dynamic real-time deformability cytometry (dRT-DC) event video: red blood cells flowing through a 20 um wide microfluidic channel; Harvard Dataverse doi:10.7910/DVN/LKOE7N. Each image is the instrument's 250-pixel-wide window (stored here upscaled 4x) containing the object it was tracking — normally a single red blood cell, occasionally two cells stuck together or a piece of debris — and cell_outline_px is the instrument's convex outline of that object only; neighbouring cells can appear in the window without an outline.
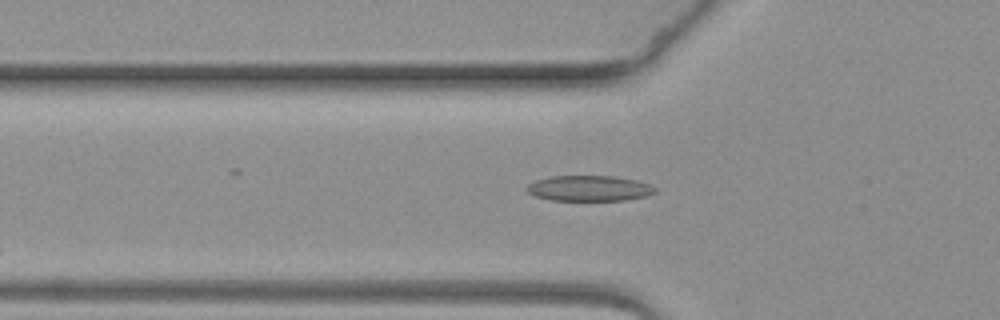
{"species": "common noctule bat (a hibernating species)", "species_latin": "Nyctalus noctula", "temperature_condition": "warm", "stored_images_in_passage": 35, "camera_frame_rate_fps": 3000, "um_per_image_px": 0.085, "animal": {"sex": "female", "body_mass_g": 19.3, "forearm_length_mm": 54.1}, "frame": {"image": 1, "passage_image": 7, "time_ms": 2.0, "image_size_px": [1000, 320], "cell_outline_px": [[656, 192], [648, 196], [624, 200], [552, 200], [532, 196], [524, 188], [528, 184], [536, 180], [552, 176], [612, 176], [636, 180], [648, 184], [656, 188]], "centroid_in_image_um": [50.05, 16.01], "position_along_channel_um": 75.7, "area_um2": 19.13}}
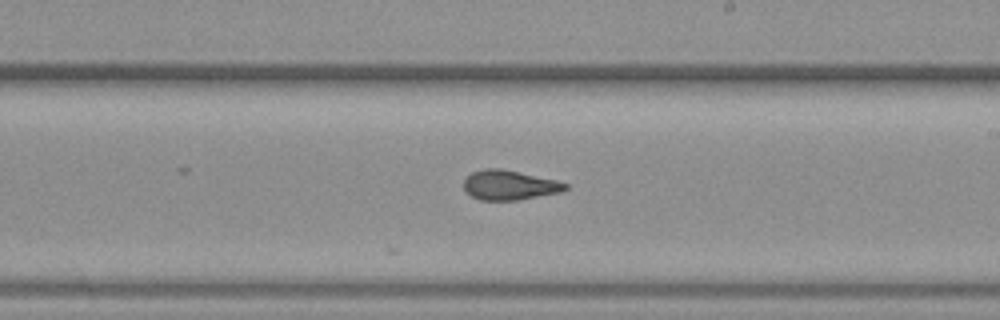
{"frame": {"image": 2, "passage_image": 22, "time_ms": 7.0, "image_size_px": [1000, 320], "cell_outline_px": [[568, 188], [564, 192], [520, 200], [480, 200], [472, 196], [464, 188], [464, 180], [472, 172], [484, 168], [500, 168], [556, 180], [568, 184]], "centroid_in_image_um": [43.34, 15.74], "position_along_channel_um": 245.7, "area_um2": 17.63}}
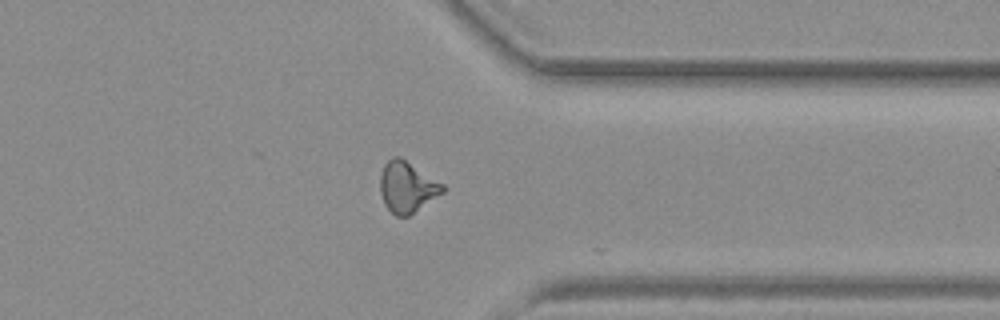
{"frame": {"image": 3, "passage_image": 34, "time_ms": 11.0, "image_size_px": [1000, 320], "cell_outline_px": [[444, 192], [408, 216], [396, 216], [384, 204], [380, 192], [380, 176], [384, 164], [392, 156], [400, 156], [444, 184]], "centroid_in_image_um": [34.59, 15.88], "position_along_channel_um": 376.8, "area_um2": 18.5}}